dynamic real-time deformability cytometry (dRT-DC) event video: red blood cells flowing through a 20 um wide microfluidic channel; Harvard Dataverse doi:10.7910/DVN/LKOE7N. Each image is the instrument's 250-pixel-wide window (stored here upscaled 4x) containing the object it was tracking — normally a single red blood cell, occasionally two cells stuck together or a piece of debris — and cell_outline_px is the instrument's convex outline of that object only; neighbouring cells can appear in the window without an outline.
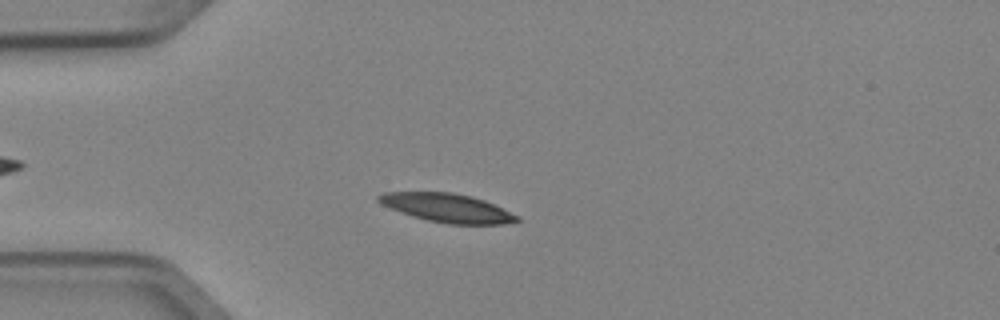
{"species": "Egyptian fruit bat (a non-hibernating species)", "species_latin": "Rousettus aegyptiacus", "temperature_condition": "cold", "stored_images_in_passage": 2, "camera_frame_rate_fps": 3000, "um_per_image_px": 0.085, "animal": {"sex": "female"}, "frame": {"image": 1, "passage_image": 2, "time_ms": 0.333, "image_size_px": [1000, 320], "cell_outline_px": [[520, 220], [504, 224], [448, 224], [428, 220], [412, 216], [400, 212], [380, 204], [376, 200], [376, 196], [384, 192], [452, 192], [472, 196], [484, 200], [520, 216]], "centroid_in_image_um": [37.99, 17.66], "position_along_channel_um": 47.0, "area_um2": 23.18}}